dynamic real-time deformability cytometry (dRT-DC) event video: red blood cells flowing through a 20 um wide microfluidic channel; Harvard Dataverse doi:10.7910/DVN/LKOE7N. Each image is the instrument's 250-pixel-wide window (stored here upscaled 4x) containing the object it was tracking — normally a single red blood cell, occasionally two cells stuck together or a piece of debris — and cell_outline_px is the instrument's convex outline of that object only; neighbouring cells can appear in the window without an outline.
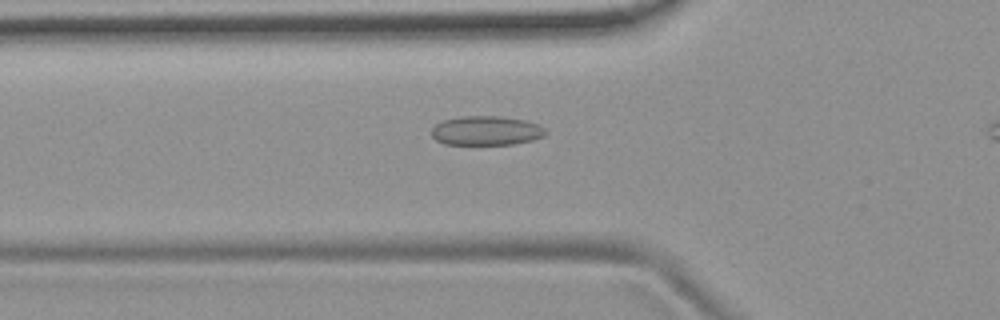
{"species": "common noctule bat (a hibernating species)", "species_latin": "Nyctalus noctula", "temperature_condition": "room temperature", "stored_images_in_passage": 40, "camera_frame_rate_fps": 3000, "um_per_image_px": 0.085, "animal": {"sex": "female", "body_mass_g": 19.9}, "frame": {"image": 1, "passage_image": 11, "time_ms": 3.333, "image_size_px": [1000, 320], "cell_outline_px": [[548, 132], [544, 136], [532, 140], [516, 144], [444, 144], [436, 140], [432, 136], [432, 128], [436, 124], [444, 120], [464, 116], [496, 116], [524, 120], [536, 124], [544, 128]], "centroid_in_image_um": [41.33, 11.11], "position_along_channel_um": 84.5, "area_um2": 19.31}}
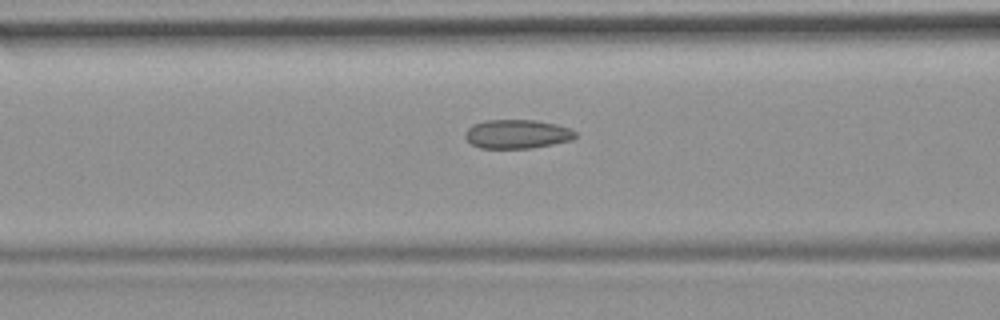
{"frame": {"image": 2, "passage_image": 14, "time_ms": 4.333, "image_size_px": [1000, 320], "cell_outline_px": [[576, 136], [572, 140], [532, 148], [480, 148], [472, 144], [464, 136], [468, 128], [472, 124], [484, 120], [536, 120], [556, 124], [568, 128], [576, 132]], "centroid_in_image_um": [43.94, 11.39], "position_along_channel_um": 122.7, "area_um2": 18.55}}
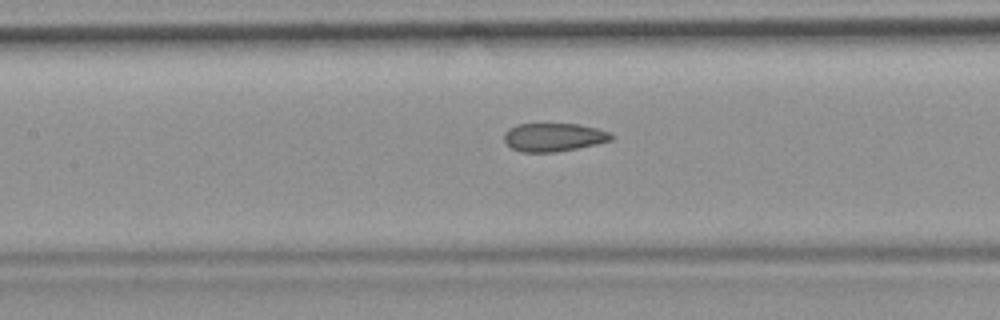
{"frame": {"image": 3, "passage_image": 17, "time_ms": 5.333, "image_size_px": [1000, 320], "cell_outline_px": [[612, 140], [596, 144], [556, 152], [520, 152], [512, 148], [504, 140], [504, 132], [508, 128], [516, 124], [580, 124], [596, 128], [608, 132], [612, 136]], "centroid_in_image_um": [47.02, 11.66], "position_along_channel_um": 160.4, "area_um2": 17.63}, "authors_computed_cell_mechanics": {"area_um2": 18.5249, "velocity_mm_per_s": 3.7571, "shape_relaxation_time_tau1_ms": null, "shape_relaxation_time_tau2_ms": 1.7781, "deformation_change_tau1": null, "deformation_change_tau2": 0.084}}